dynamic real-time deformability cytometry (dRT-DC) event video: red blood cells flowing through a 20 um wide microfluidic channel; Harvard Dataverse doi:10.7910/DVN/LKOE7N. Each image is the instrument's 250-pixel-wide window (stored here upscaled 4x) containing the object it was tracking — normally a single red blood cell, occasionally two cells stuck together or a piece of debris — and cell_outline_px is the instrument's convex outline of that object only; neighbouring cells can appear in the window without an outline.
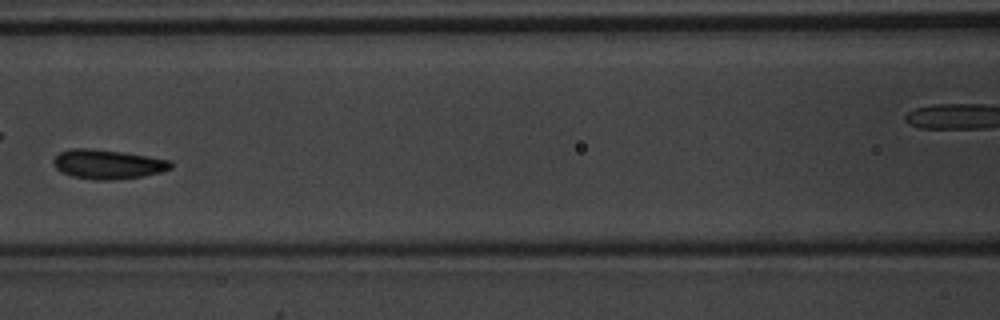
{"species": "common noctule bat (a hibernating species)", "species_latin": "Nyctalus noctula", "temperature_condition": "warm", "stored_images_in_passage": 8, "camera_frame_rate_fps": 3000, "um_per_image_px": 0.085, "animal": {"sex": "male", "body_mass_g": 20.1, "forearm_length_mm": 53.5}, "frame": {"image": 1, "passage_image": 6, "time_ms": 1.667, "image_size_px": [1000, 320], "cell_outline_px": [[172, 168], [160, 172], [144, 176], [108, 180], [96, 180], [72, 176], [60, 172], [52, 164], [52, 160], [60, 152], [72, 148], [92, 148], [148, 156], [172, 160]], "centroid_in_image_um": [9.14, 13.96], "position_along_channel_um": 157.5, "area_um2": 20.11}}
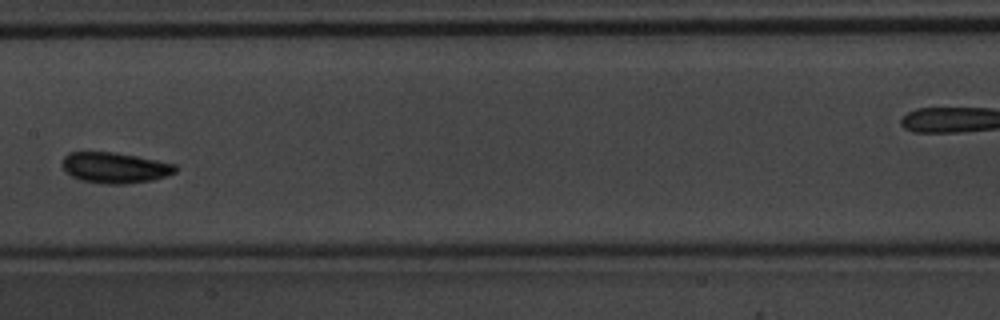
{"frame": {"image": 2, "passage_image": 7, "time_ms": 2.0, "image_size_px": [1000, 320], "cell_outline_px": [[176, 172], [168, 176], [152, 180], [124, 184], [108, 184], [80, 180], [64, 172], [60, 164], [64, 156], [68, 152], [112, 152], [136, 156], [176, 164]], "centroid_in_image_um": [9.73, 14.26], "position_along_channel_um": 197.7, "area_um2": 20.4}}